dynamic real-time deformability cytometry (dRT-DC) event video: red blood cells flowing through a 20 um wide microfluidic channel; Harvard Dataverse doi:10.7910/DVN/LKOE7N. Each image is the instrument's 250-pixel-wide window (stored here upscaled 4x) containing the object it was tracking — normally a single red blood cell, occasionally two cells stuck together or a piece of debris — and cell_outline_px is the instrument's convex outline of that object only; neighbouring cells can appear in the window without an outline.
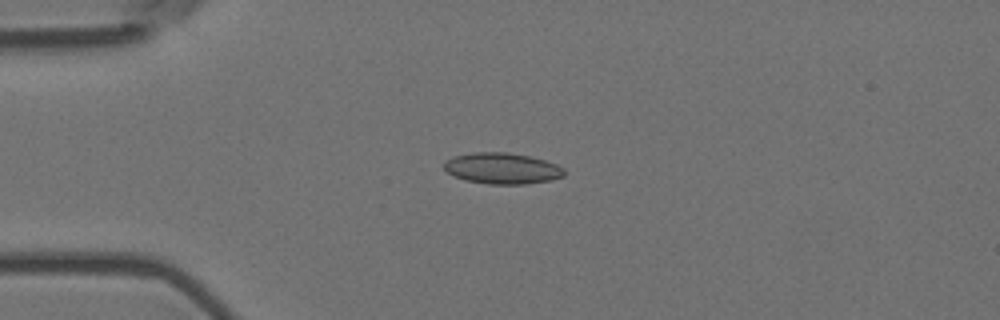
{"species": "Egyptian fruit bat (a non-hibernating species)", "species_latin": "Rousettus aegyptiacus", "temperature_condition": "room temperature", "stored_images_in_passage": 5, "camera_frame_rate_fps": 3000, "um_per_image_px": 0.085, "animal": {"sex": "female"}, "frame": {"image": 1, "passage_image": 4, "time_ms": 1.0, "image_size_px": [1000, 320], "cell_outline_px": [[564, 176], [552, 180], [524, 184], [488, 184], [464, 180], [448, 172], [444, 168], [444, 160], [452, 156], [472, 152], [504, 152], [528, 156], [544, 160], [556, 164], [564, 168]], "centroid_in_image_um": [42.66, 14.31], "position_along_channel_um": 42.3, "area_um2": 21.79}}